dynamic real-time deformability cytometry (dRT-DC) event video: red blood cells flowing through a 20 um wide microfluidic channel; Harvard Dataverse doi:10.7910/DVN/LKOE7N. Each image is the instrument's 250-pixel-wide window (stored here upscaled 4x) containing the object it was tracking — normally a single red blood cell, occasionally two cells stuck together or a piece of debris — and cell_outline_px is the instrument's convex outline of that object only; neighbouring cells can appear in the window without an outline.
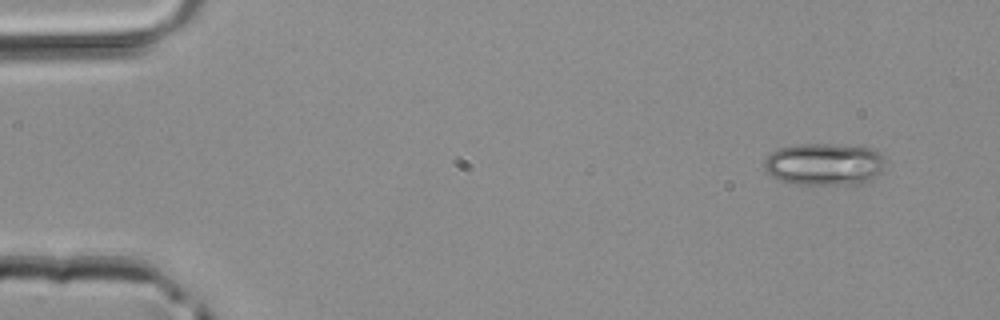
{"species": "common noctule bat (a hibernating species)", "species_latin": "Nyctalus noctula", "temperature_condition": "room temperature", "stored_images_in_passage": 3, "camera_frame_rate_fps": 3000, "um_per_image_px": 0.085, "animal": {"sex": "male", "body_mass_g": 20.4}, "frame": {"image": 1, "passage_image": 1, "time_ms": 0.0, "image_size_px": [1000, 320], "cell_outline_px": [[888, 160], [880, 172], [872, 180], [864, 184], [796, 184], [780, 180], [772, 176], [764, 168], [764, 160], [772, 152], [780, 148], [796, 144], [836, 144], [872, 148], [880, 152]], "centroid_in_image_um": [70.13, 13.95], "position_along_channel_um": 14.9, "area_um2": 30.11}}